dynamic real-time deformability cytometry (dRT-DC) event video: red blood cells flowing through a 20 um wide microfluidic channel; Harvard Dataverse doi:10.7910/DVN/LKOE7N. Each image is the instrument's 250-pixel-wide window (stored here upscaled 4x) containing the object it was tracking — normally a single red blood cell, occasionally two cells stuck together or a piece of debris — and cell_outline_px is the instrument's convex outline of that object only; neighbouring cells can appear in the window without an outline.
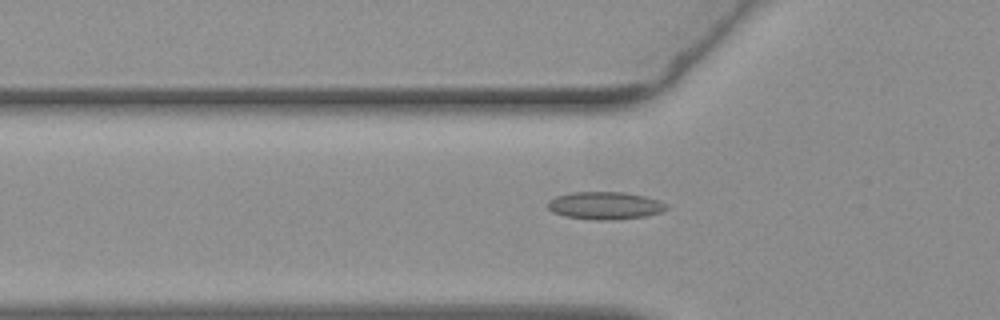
{"species": "common noctule bat (a hibernating species)", "species_latin": "Nyctalus noctula", "temperature_condition": "warm", "stored_images_in_passage": 32, "camera_frame_rate_fps": 3000, "um_per_image_px": 0.085, "animal": {"sex": "female", "body_mass_g": 19.3, "forearm_length_mm": 54.1}, "frame": {"image": 1, "passage_image": 2, "time_ms": 0.333, "image_size_px": [1000, 320], "cell_outline_px": [[668, 208], [660, 212], [644, 216], [612, 220], [592, 220], [564, 216], [552, 212], [548, 208], [548, 200], [556, 196], [572, 192], [624, 192], [644, 196], [660, 200], [668, 204]], "centroid_in_image_um": [51.41, 17.47], "position_along_channel_um": 74.4, "area_um2": 19.19}}
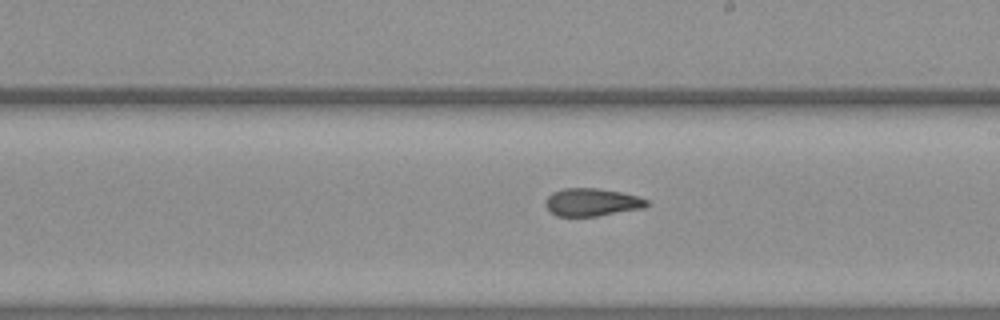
{"frame": {"image": 2, "passage_image": 15, "time_ms": 4.667, "image_size_px": [1000, 320], "cell_outline_px": [[652, 204], [644, 208], [596, 216], [556, 216], [548, 212], [544, 204], [544, 200], [552, 192], [564, 188], [596, 188], [620, 192], [636, 196], [648, 200]], "centroid_in_image_um": [50.28, 17.19], "position_along_channel_um": 238.7, "area_um2": 16.59}}
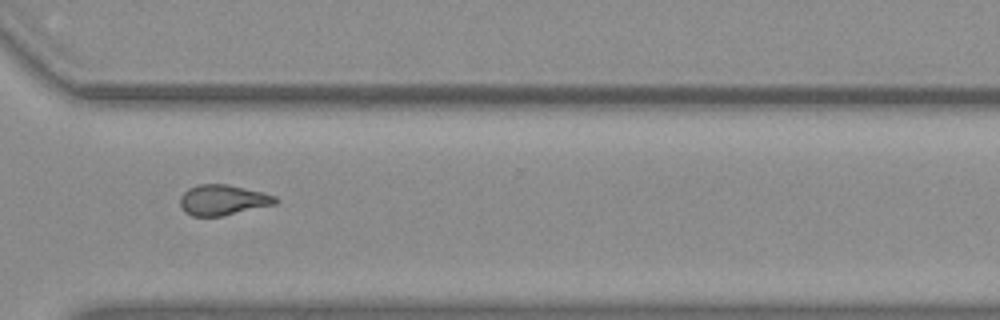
{"frame": {"image": 3, "passage_image": 24, "time_ms": 7.667, "image_size_px": [1000, 320], "cell_outline_px": [[280, 200], [276, 204], [220, 216], [192, 216], [184, 212], [180, 208], [180, 196], [188, 188], [200, 184], [228, 184], [264, 192], [276, 196]], "centroid_in_image_um": [18.94, 16.99], "position_along_channel_um": 351.7, "area_um2": 17.05}, "authors_computed_cell_mechanics": {"area_um2": 16.7331, "velocity_mm_per_s": 3.7739, "shape_relaxation_time_tau1_ms": null, "shape_relaxation_time_tau2_ms": 3.0253, "deformation_change_tau1": null, "deformation_change_tau2": 0.0982}}